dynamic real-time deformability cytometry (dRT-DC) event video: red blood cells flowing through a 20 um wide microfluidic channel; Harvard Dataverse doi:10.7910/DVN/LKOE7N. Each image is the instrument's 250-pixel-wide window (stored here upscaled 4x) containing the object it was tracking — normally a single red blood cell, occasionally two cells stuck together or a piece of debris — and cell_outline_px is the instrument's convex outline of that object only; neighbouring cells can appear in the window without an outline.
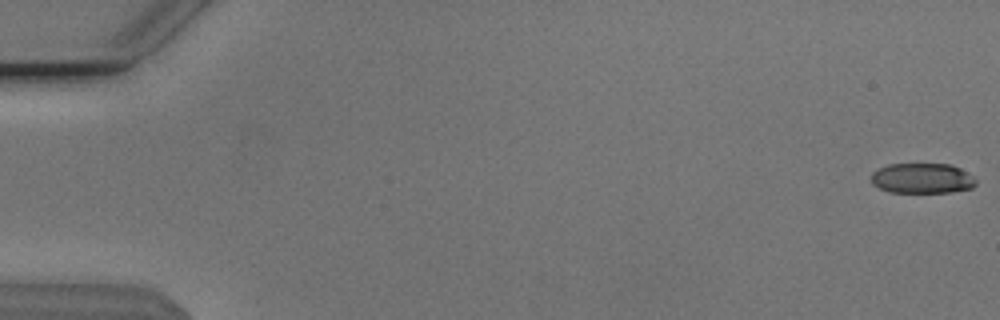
{"species": "Egyptian fruit bat (a non-hibernating species)", "species_latin": "Rousettus aegyptiacus", "temperature_condition": "cold", "stored_images_in_passage": 51, "camera_frame_rate_fps": 3000, "um_per_image_px": 0.085, "animal": {"sex": "male"}, "frame": {"image": 1, "passage_image": 1, "time_ms": 0.0, "image_size_px": [1000, 320], "cell_outline_px": [[976, 184], [972, 188], [952, 192], [888, 192], [872, 184], [872, 172], [876, 168], [888, 164], [952, 164], [960, 168], [972, 176], [976, 180]], "centroid_in_image_um": [78.37, 15.15], "position_along_channel_um": 6.6, "area_um2": 18.55}}
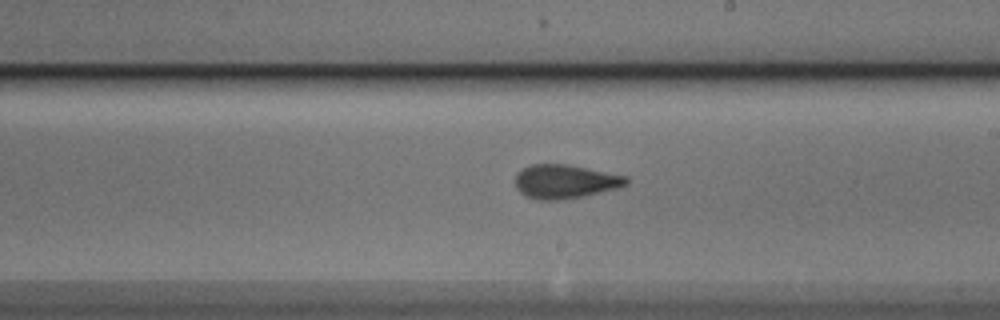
{"frame": {"image": 2, "passage_image": 32, "time_ms": 10.333, "image_size_px": [1000, 320], "cell_outline_px": [[628, 184], [620, 188], [584, 196], [556, 200], [536, 200], [524, 196], [516, 188], [516, 172], [532, 164], [568, 164], [628, 176]], "centroid_in_image_um": [48.04, 15.43], "position_along_channel_um": 241.0, "area_um2": 22.14}}
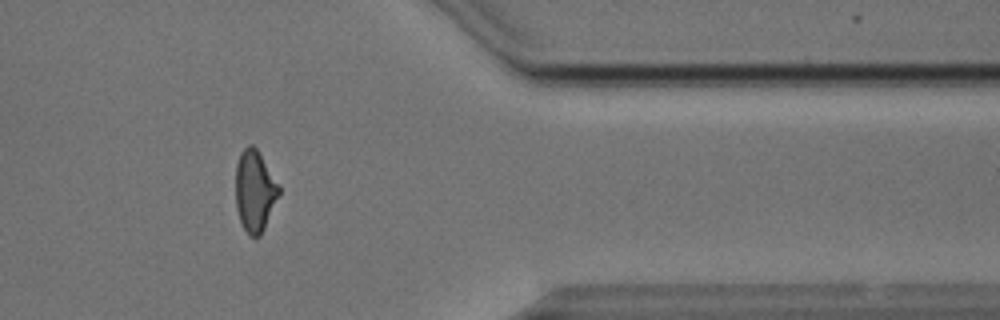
{"frame": {"image": 3, "passage_image": 45, "time_ms": 14.667, "image_size_px": [1000, 320], "cell_outline_px": [[280, 192], [264, 228], [260, 236], [248, 236], [240, 220], [236, 208], [236, 164], [240, 152], [248, 144], [252, 144], [256, 148], [280, 188]], "centroid_in_image_um": [21.63, 16.23], "position_along_channel_um": 389.8, "area_um2": 20.17}}